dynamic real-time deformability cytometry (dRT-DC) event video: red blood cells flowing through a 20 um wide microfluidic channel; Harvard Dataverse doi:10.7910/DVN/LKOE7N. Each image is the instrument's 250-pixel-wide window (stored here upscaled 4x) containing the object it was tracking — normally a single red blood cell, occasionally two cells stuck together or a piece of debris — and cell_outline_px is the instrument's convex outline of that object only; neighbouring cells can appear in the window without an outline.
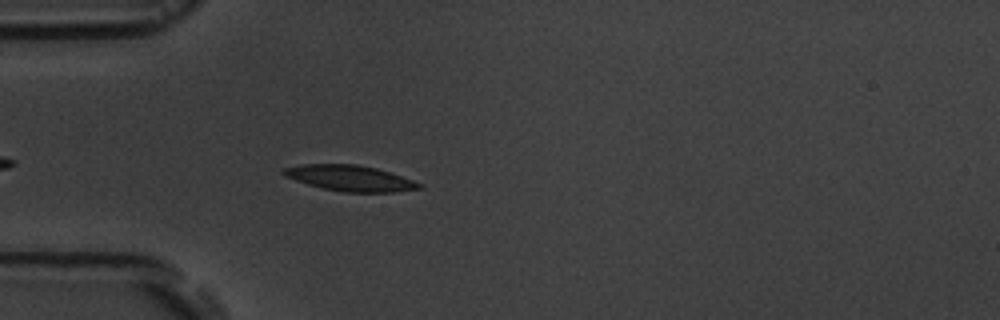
{"species": "common noctule bat (a hibernating species)", "species_latin": "Nyctalus noctula", "temperature_condition": "room temperature", "stored_images_in_passage": 5, "camera_frame_rate_fps": 3000, "um_per_image_px": 0.085, "animal": {"sex": "male", "body_mass_g": 19.5, "forearm_length_mm": 54.6}, "frame": {"image": 1, "passage_image": 5, "time_ms": 4.667, "image_size_px": [1000, 320], "cell_outline_px": [[424, 188], [392, 192], [344, 192], [324, 188], [308, 184], [284, 176], [280, 172], [284, 168], [300, 164], [356, 164], [376, 168], [424, 184]], "centroid_in_image_um": [29.75, 15.14], "position_along_channel_um": 55.3, "area_um2": 20.23}}